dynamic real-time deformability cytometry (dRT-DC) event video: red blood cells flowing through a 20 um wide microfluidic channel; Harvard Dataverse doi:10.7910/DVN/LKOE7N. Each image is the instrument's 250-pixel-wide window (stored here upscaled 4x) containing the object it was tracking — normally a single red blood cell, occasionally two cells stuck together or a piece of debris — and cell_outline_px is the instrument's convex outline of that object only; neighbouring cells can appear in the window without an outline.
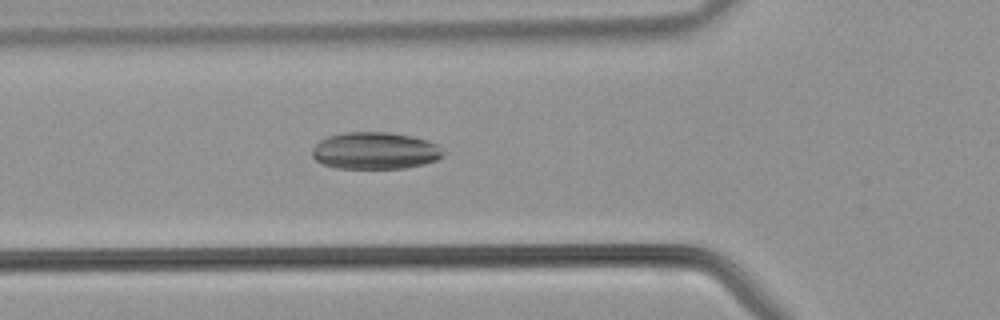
{"species": "common noctule bat (a hibernating species)", "species_latin": "Nyctalus noctula", "temperature_condition": "warm", "stored_images_in_passage": 41, "camera_frame_rate_fps": 3000, "um_per_image_px": 0.085, "animal": {"sex": "male", "body_mass_g": 21.5, "forearm_length_mm": 52.0}, "frame": {"image": 1, "passage_image": 14, "time_ms": 4.333, "image_size_px": [1000, 320], "cell_outline_px": [[444, 152], [436, 160], [424, 164], [404, 168], [336, 168], [320, 164], [312, 156], [312, 148], [320, 140], [328, 136], [344, 132], [388, 132], [412, 136], [428, 140], [436, 144]], "centroid_in_image_um": [31.84, 12.81], "position_along_channel_um": 94.0, "area_um2": 28.32}}
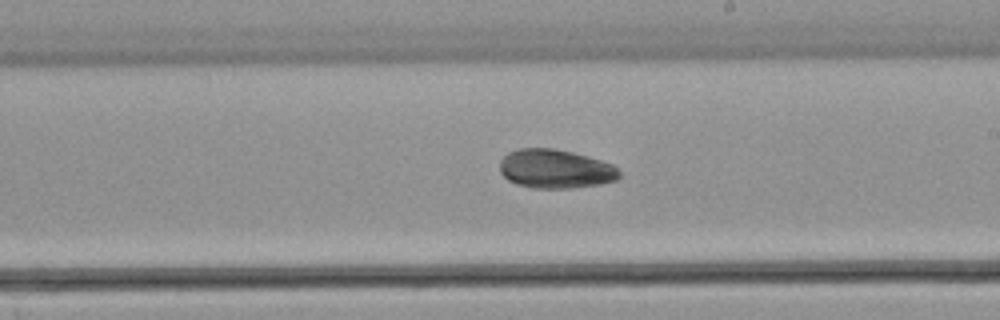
{"frame": {"image": 2, "passage_image": 23, "time_ms": 7.333, "image_size_px": [1000, 320], "cell_outline_px": [[620, 176], [616, 180], [600, 184], [572, 188], [532, 188], [516, 184], [508, 180], [500, 172], [500, 160], [508, 152], [520, 148], [552, 148], [572, 152], [588, 156], [612, 164], [620, 172]], "centroid_in_image_um": [47.19, 14.36], "position_along_channel_um": 241.8, "area_um2": 27.17}}
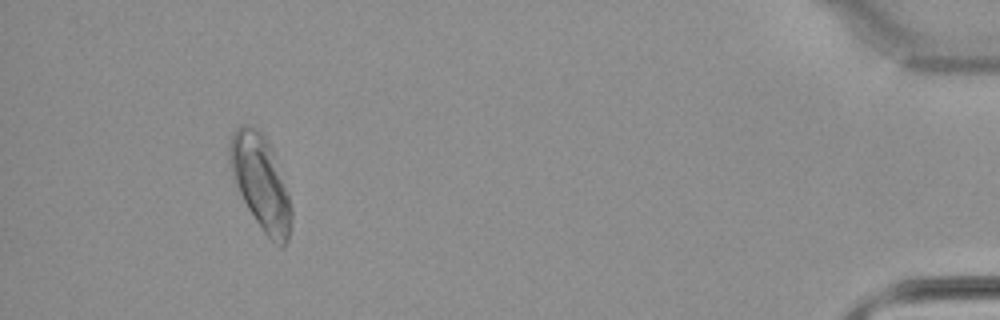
{"frame": {"image": 3, "passage_image": 38, "time_ms": 12.333, "image_size_px": [1000, 320], "cell_outline_px": [[292, 220], [288, 240], [284, 248], [280, 248], [264, 232], [248, 208], [232, 176], [228, 164], [228, 148], [232, 136], [236, 128], [240, 124], [252, 124], [264, 136], [272, 152], [288, 196], [292, 208]], "centroid_in_image_um": [22.14, 15.51], "position_along_channel_um": 413.1, "area_um2": 33.29}}